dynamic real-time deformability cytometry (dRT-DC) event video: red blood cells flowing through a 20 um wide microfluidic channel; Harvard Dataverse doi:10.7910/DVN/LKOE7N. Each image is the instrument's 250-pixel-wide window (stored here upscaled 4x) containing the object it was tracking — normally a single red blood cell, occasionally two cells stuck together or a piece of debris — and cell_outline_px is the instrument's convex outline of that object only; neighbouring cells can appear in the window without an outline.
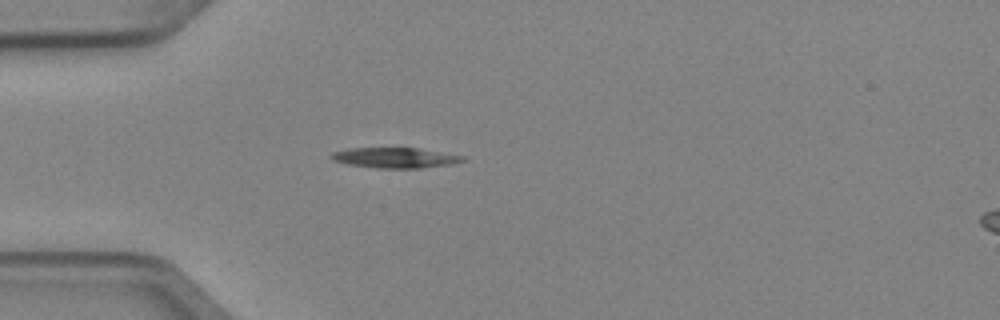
{"species": "Egyptian fruit bat (a non-hibernating species)", "species_latin": "Rousettus aegyptiacus", "temperature_condition": "cold", "stored_images_in_passage": 3, "camera_frame_rate_fps": 3000, "um_per_image_px": 0.085, "animal": {"sex": "female"}, "frame": {"image": 1, "passage_image": 3, "time_ms": 0.667, "image_size_px": [1000, 320], "cell_outline_px": [[464, 160], [448, 164], [420, 168], [376, 168], [348, 164], [332, 160], [328, 156], [332, 152], [348, 148], [416, 148], [464, 156]], "centroid_in_image_um": [33.48, 13.4], "position_along_channel_um": 51.5, "area_um2": 15.37}}